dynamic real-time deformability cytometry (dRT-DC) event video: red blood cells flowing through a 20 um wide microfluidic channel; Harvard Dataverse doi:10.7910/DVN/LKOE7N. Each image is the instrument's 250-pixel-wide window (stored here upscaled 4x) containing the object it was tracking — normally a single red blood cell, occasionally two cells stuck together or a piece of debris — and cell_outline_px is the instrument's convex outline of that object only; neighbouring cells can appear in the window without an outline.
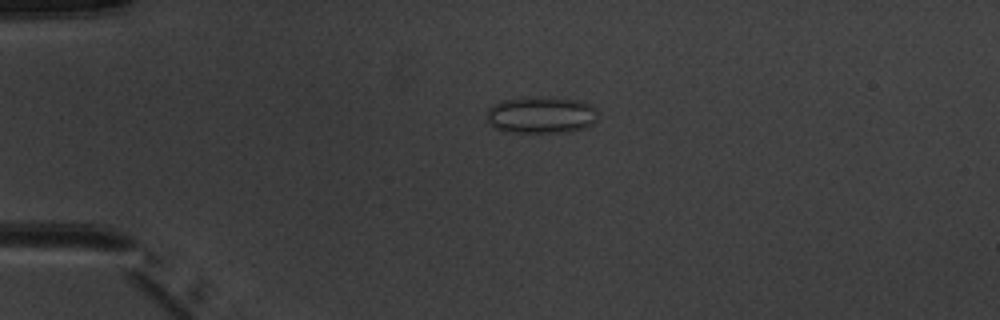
{"species": "common noctule bat (a hibernating species)", "species_latin": "Nyctalus noctula", "temperature_condition": "warm", "stored_images_in_passage": 4, "camera_frame_rate_fps": 3000, "um_per_image_px": 0.085, "animal": {"sex": "male", "body_mass_g": 20.1, "forearm_length_mm": 53.5}, "frame": {"image": 1, "passage_image": 3, "time_ms": 2.333, "image_size_px": [1000, 320], "cell_outline_px": [[596, 120], [592, 124], [584, 128], [572, 132], [500, 132], [488, 124], [484, 112], [492, 104], [500, 100], [528, 96], [580, 100], [592, 104], [596, 108]], "centroid_in_image_um": [45.92, 9.77], "position_along_channel_um": 39.1, "area_um2": 24.57}}